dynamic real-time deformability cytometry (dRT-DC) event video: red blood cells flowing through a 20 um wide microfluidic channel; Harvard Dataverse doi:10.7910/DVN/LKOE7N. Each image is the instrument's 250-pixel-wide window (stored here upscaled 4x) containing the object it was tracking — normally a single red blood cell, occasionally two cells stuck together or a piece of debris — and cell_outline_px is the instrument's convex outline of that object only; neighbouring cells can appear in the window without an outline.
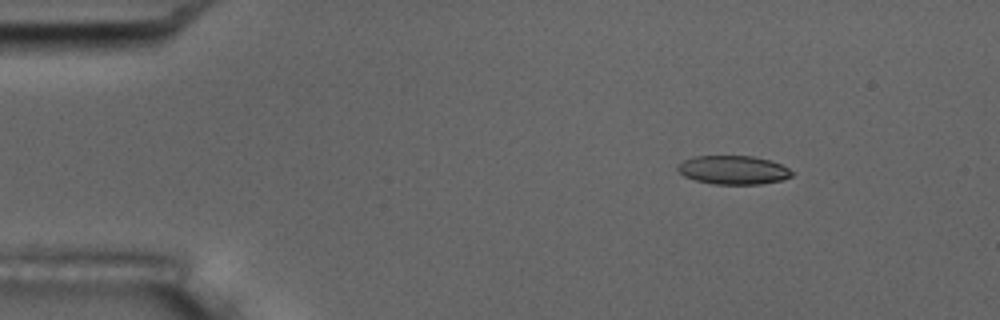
{"species": "common noctule bat (a hibernating species)", "species_latin": "Nyctalus noctula", "temperature_condition": "room temperature", "stored_images_in_passage": 3, "camera_frame_rate_fps": 3000, "um_per_image_px": 0.085, "animal": {"sex": "male", "body_mass_g": 17.5, "forearm_length_mm": 52.3}, "frame": {"image": 1, "passage_image": 1, "time_ms": 0.0, "image_size_px": [1000, 320], "cell_outline_px": [[796, 172], [792, 176], [780, 180], [760, 184], [712, 184], [696, 180], [684, 176], [676, 168], [684, 160], [692, 156], [752, 156], [772, 160]], "centroid_in_image_um": [62.35, 14.44], "position_along_channel_um": 22.6, "area_um2": 19.13}}